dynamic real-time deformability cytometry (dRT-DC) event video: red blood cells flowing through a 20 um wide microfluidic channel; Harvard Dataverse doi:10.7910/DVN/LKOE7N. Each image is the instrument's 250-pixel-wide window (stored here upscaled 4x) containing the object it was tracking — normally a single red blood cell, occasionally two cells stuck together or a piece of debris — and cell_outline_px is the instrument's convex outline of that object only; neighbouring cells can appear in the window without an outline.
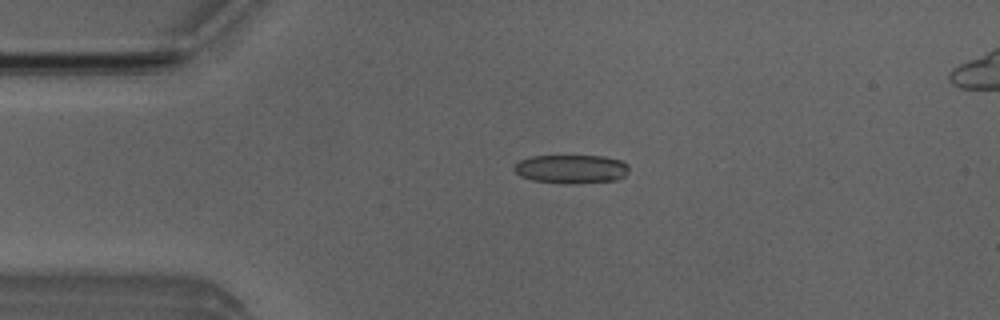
{"species": "Egyptian fruit bat (a non-hibernating species)", "species_latin": "Rousettus aegyptiacus", "temperature_condition": "room temperature", "stored_images_in_passage": 3, "camera_frame_rate_fps": 3000, "um_per_image_px": 0.085, "animal": {"sex": "male"}, "frame": {"image": 1, "passage_image": 3, "time_ms": 0.667, "image_size_px": [1000, 320], "cell_outline_px": [[628, 172], [624, 176], [616, 180], [572, 184], [568, 184], [532, 180], [520, 176], [512, 168], [520, 160], [532, 156], [604, 156], [620, 160], [628, 164]], "centroid_in_image_um": [48.56, 14.37], "position_along_channel_um": 36.4, "area_um2": 19.25}}